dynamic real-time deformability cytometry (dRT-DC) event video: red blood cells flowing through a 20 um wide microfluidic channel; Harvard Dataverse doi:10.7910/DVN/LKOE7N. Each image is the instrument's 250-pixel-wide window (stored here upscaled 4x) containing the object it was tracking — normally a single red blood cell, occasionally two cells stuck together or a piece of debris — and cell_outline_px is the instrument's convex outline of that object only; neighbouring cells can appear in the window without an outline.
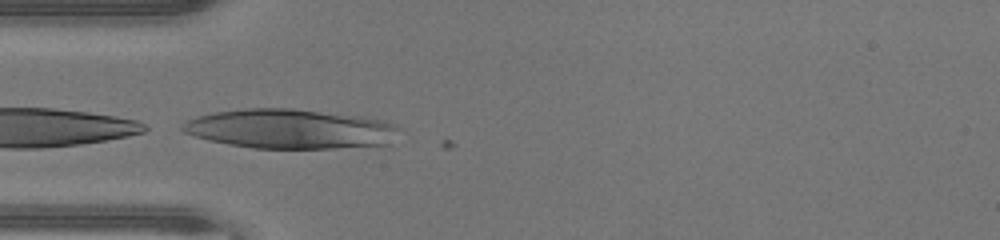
{"species": "human", "species_latin": "Homo sapiens", "temperature_condition": "warm", "stored_images_in_passage": 32, "camera_frame_rate_fps": 3000, "um_per_image_px": 0.085, "donor": {"sex": "male"}, "frame": {"image": 1, "passage_image": 5, "time_ms": 1.333, "image_size_px": [1000, 240], "cell_outline_px": [[396, 128], [392, 144], [336, 148], [252, 148], [228, 144], [208, 140], [184, 132], [180, 128], [180, 124], [196, 116], [216, 112], [248, 108], [292, 108], [360, 116], [380, 120], [392, 124]], "centroid_in_image_um": [24.6, 10.96], "position_along_channel_um": 60.4, "area_um2": 49.59}}
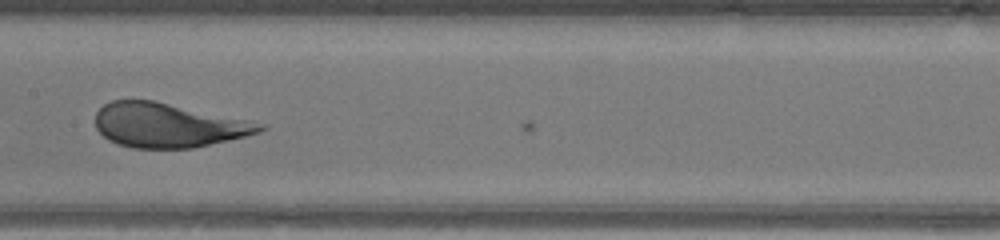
{"frame": {"image": 2, "passage_image": 14, "time_ms": 4.333, "image_size_px": [1000, 240], "cell_outline_px": [[268, 128], [260, 132], [228, 140], [192, 148], [132, 148], [108, 140], [96, 128], [96, 112], [104, 104], [112, 100], [152, 100], [268, 124]], "centroid_in_image_um": [14.3, 10.64], "position_along_channel_um": 193.1, "area_um2": 42.25}}
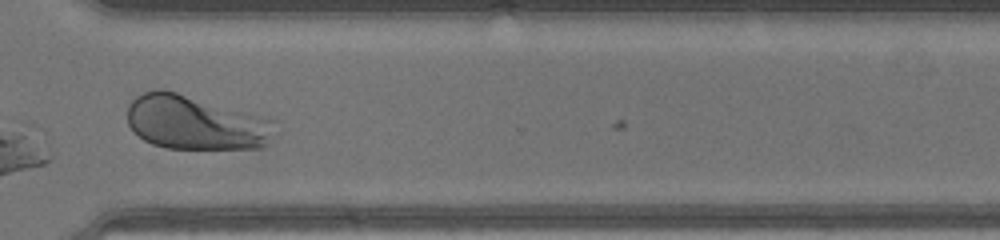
{"frame": {"image": 3, "passage_image": 25, "time_ms": 8.0, "image_size_px": [1000, 240], "cell_outline_px": [[276, 120], [268, 140], [264, 148], [168, 148], [152, 144], [144, 140], [128, 124], [128, 104], [136, 96], [144, 92], [156, 88], [164, 88]], "centroid_in_image_um": [16.58, 10.4], "position_along_channel_um": 354.0, "area_um2": 46.41}}